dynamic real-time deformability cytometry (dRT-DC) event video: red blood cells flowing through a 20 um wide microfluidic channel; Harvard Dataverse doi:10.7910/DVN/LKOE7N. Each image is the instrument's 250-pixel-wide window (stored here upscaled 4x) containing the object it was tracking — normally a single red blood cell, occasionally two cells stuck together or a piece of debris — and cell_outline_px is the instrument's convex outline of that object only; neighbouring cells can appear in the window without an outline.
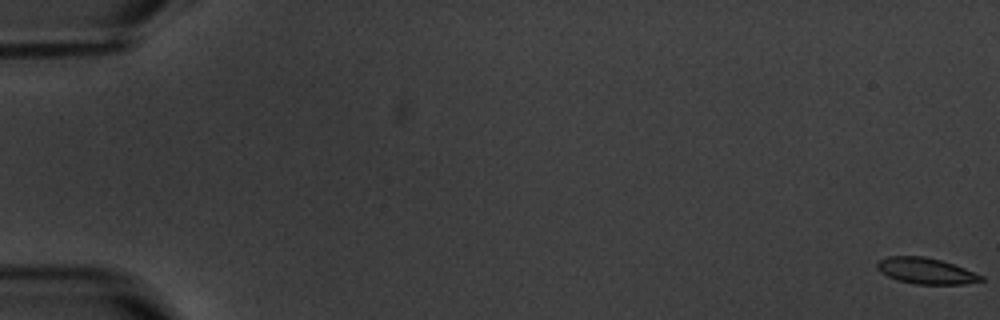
{"species": "common noctule bat (a hibernating species)", "species_latin": "Nyctalus noctula", "temperature_condition": "warm", "stored_images_in_passage": 7, "camera_frame_rate_fps": 3000, "um_per_image_px": 0.085, "animal": {"sex": "male", "body_mass_g": 20.1, "forearm_length_mm": 53.5}, "frame": {"image": 1, "passage_image": 1, "time_ms": 0.0, "image_size_px": [1000, 320], "cell_outline_px": [[984, 280], [964, 284], [916, 284], [900, 280], [888, 276], [880, 272], [876, 268], [876, 264], [880, 260], [888, 256], [924, 256], [940, 260], [964, 268], [984, 276]], "centroid_in_image_um": [78.7, 23.02], "position_along_channel_um": 6.3, "area_um2": 15.61}}